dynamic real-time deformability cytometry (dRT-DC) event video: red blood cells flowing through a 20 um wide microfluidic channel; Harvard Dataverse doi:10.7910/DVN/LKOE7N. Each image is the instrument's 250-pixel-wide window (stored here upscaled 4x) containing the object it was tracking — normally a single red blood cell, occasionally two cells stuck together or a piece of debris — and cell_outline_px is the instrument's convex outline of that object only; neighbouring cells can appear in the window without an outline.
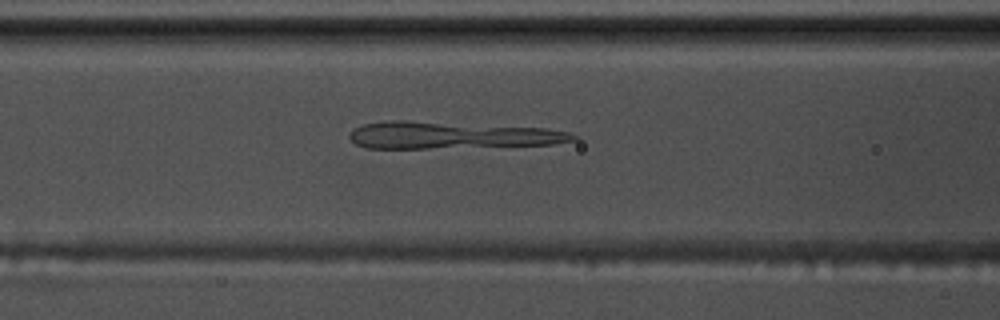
{"species": "common noctule bat (a hibernating species)", "species_latin": "Nyctalus noctula", "temperature_condition": "warm", "stored_images_in_passage": 39, "camera_frame_rate_fps": 3000, "um_per_image_px": 0.085, "animal": {"sex": "male", "body_mass_g": 17.5, "forearm_length_mm": 52.3}, "frame": {"image": 1, "passage_image": 7, "time_ms": 2.0, "image_size_px": [1000, 320], "cell_outline_px": [[580, 140], [552, 144], [428, 148], [364, 148], [356, 144], [348, 136], [356, 128], [364, 124], [392, 120], [404, 120], [548, 128], [568, 132], [580, 136]], "centroid_in_image_um": [38.44, 11.49], "position_along_channel_um": 128.2, "area_um2": 35.08}}
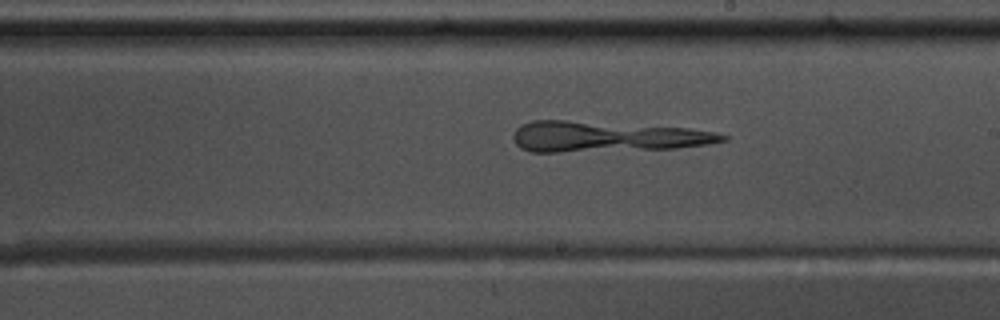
{"frame": {"image": 2, "passage_image": 16, "time_ms": 5.0, "image_size_px": [1000, 320], "cell_outline_px": [[728, 140], [708, 144], [676, 148], [560, 152], [532, 152], [520, 148], [516, 144], [512, 136], [516, 128], [520, 124], [532, 120], [568, 120], [688, 128], [716, 132], [728, 136]], "centroid_in_image_um": [51.51, 11.61], "position_along_channel_um": 237.5, "area_um2": 37.34}}
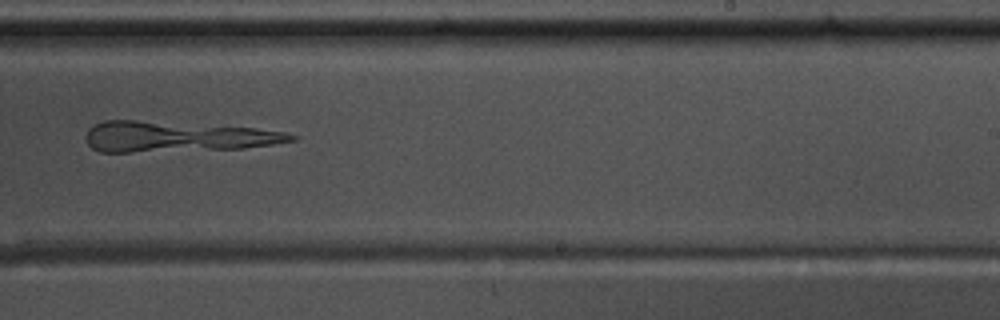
{"frame": {"image": 3, "passage_image": 19, "time_ms": 6.0, "image_size_px": [1000, 320], "cell_outline_px": [[300, 136], [296, 140], [272, 144], [244, 148], [132, 152], [100, 152], [92, 148], [88, 144], [84, 136], [88, 128], [104, 120], [136, 120], [252, 128], [284, 132]], "centroid_in_image_um": [14.98, 11.62], "position_along_channel_um": 274.0, "area_um2": 36.24}}